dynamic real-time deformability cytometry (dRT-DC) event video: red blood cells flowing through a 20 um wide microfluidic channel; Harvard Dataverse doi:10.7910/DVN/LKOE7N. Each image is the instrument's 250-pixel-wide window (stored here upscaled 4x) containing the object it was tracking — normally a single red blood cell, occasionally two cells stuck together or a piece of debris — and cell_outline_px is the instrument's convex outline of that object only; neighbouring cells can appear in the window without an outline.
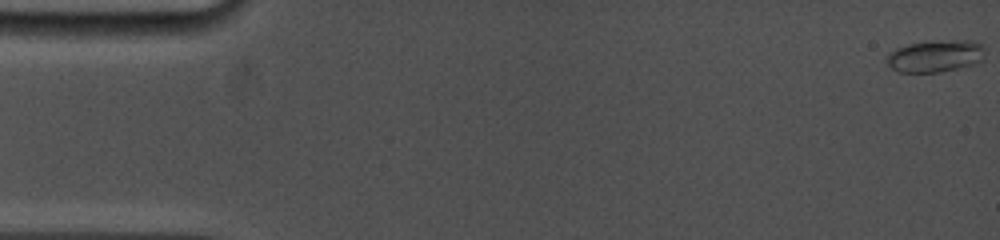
{"species": "common noctule bat (a hibernating species)", "species_latin": "Nyctalus noctula", "temperature_condition": "cold", "stored_images_in_passage": 77, "camera_frame_rate_fps": 5000, "um_per_image_px": 0.085, "animal": {"sex": "female", "body_mass_g": 19.0, "forearm_length_mm": 53.3}, "frame": {"image": 1, "passage_image": 1, "time_ms": 0.0, "image_size_px": [1000, 240], "cell_outline_px": [[984, 60], [976, 64], [940, 72], [900, 72], [892, 68], [888, 64], [888, 52], [896, 48], [908, 44], [960, 40], [972, 40], [980, 44], [984, 48]], "centroid_in_image_um": [79.55, 4.78], "position_along_channel_um": 5.5, "area_um2": 18.15}}
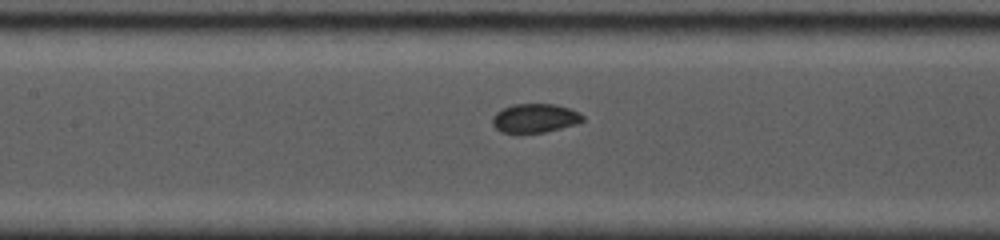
{"frame": {"image": 2, "passage_image": 33, "time_ms": 7.6, "image_size_px": [1000, 240], "cell_outline_px": [[584, 120], [576, 124], [544, 132], [520, 136], [500, 132], [492, 124], [492, 116], [496, 112], [512, 104], [556, 104], [580, 112], [584, 116]], "centroid_in_image_um": [45.42, 10.08], "position_along_channel_um": 162.0, "area_um2": 15.78}}
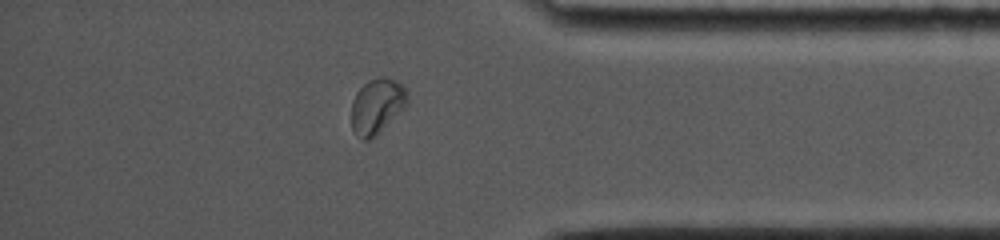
{"frame": {"image": 3, "passage_image": 66, "time_ms": 14.0, "image_size_px": [1000, 240], "cell_outline_px": [[408, 100], [404, 108], [368, 140], [364, 140], [356, 136], [352, 128], [352, 100], [356, 92], [368, 80], [376, 76], [384, 76], [408, 88]], "centroid_in_image_um": [32.03, 8.96], "position_along_channel_um": 403.2, "area_um2": 17.74}}